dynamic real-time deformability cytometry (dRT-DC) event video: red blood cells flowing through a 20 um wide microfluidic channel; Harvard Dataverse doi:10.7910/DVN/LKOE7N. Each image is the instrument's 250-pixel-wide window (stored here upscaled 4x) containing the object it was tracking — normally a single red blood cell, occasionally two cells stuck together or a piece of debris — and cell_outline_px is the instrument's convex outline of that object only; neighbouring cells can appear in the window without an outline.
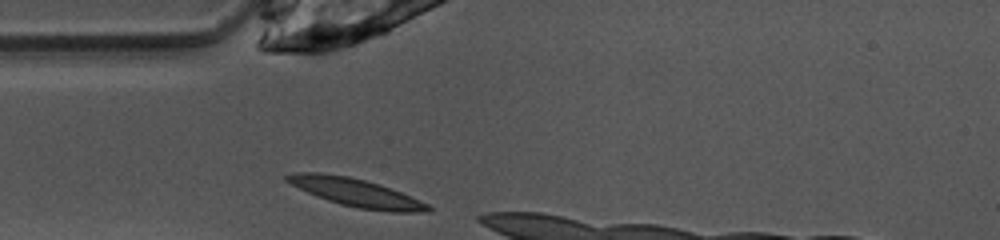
{"species": "common noctule bat (a hibernating species)", "species_latin": "Nyctalus noctula", "temperature_condition": "warm", "stored_images_in_passage": 3, "camera_frame_rate_fps": 3000, "um_per_image_px": 0.085, "animal": {"sex": "female", "body_mass_g": 10.0, "forearm_length_mm": 53.1}, "frame": {"image": 1, "passage_image": 1, "time_ms": 0.0, "image_size_px": [1000, 240], "cell_outline_px": [[432, 212], [392, 212], [360, 208], [340, 204], [316, 196], [284, 180], [284, 176], [296, 172], [320, 172], [348, 176], [380, 184], [400, 192], [428, 204], [432, 208]], "centroid_in_image_um": [30.27, 16.36], "position_along_channel_um": 54.7, "area_um2": 22.83}}